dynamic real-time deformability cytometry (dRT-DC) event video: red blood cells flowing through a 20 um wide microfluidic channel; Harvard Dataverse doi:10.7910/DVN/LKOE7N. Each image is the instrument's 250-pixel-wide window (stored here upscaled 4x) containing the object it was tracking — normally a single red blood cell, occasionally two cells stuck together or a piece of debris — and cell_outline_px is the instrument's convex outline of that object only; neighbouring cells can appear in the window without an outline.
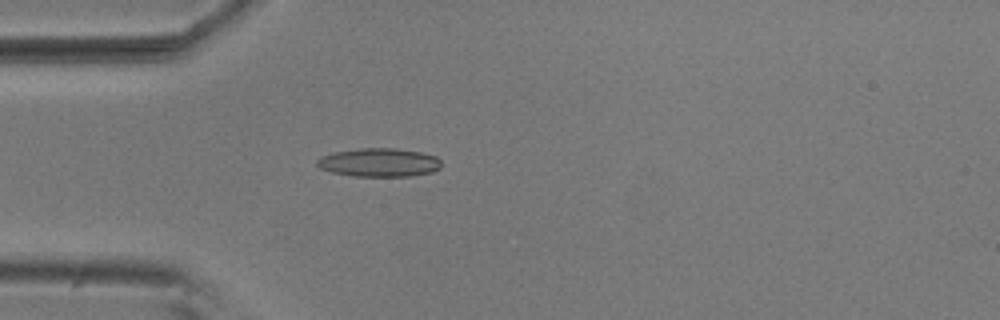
{"species": "common noctule bat (a hibernating species)", "species_latin": "Nyctalus noctula", "temperature_condition": "room temperature", "stored_images_in_passage": 4, "camera_frame_rate_fps": 3000, "um_per_image_px": 0.085, "animal": {"sex": "male", "body_mass_g": 20.5, "forearm_length_mm": 52.5}, "frame": {"image": 1, "passage_image": 4, "time_ms": 1.0, "image_size_px": [1000, 320], "cell_outline_px": [[440, 168], [432, 172], [408, 176], [352, 176], [332, 172], [320, 168], [316, 164], [316, 160], [320, 156], [336, 152], [360, 148], [396, 148], [420, 152], [436, 156], [440, 160]], "centroid_in_image_um": [32.21, 13.81], "position_along_channel_um": 52.8, "area_um2": 20.63}}